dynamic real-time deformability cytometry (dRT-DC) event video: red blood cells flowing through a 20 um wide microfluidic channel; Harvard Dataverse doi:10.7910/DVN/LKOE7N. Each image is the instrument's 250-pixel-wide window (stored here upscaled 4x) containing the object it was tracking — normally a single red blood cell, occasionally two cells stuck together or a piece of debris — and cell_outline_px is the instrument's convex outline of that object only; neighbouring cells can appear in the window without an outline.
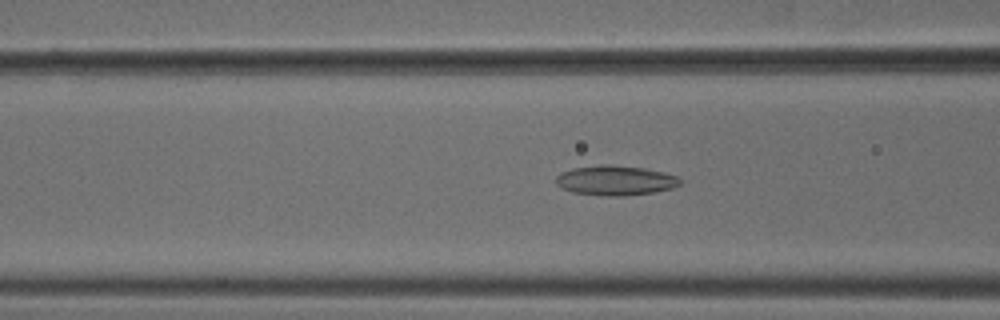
{"species": "common noctule bat (a hibernating species)", "species_latin": "Nyctalus noctula", "temperature_condition": "cold", "stored_images_in_passage": 43, "camera_frame_rate_fps": 3000, "um_per_image_px": 0.085, "animal": {"sex": "male", "body_mass_g": 18.8}, "frame": {"image": 1, "passage_image": 20, "time_ms": 6.333, "image_size_px": [1000, 320], "cell_outline_px": [[680, 184], [672, 188], [652, 192], [624, 196], [604, 196], [572, 192], [560, 188], [556, 184], [556, 176], [560, 172], [572, 168], [600, 164], [612, 164], [644, 168], [664, 172], [676, 176], [680, 180]], "centroid_in_image_um": [52.25, 15.33], "position_along_channel_um": 114.3, "area_um2": 21.73}}
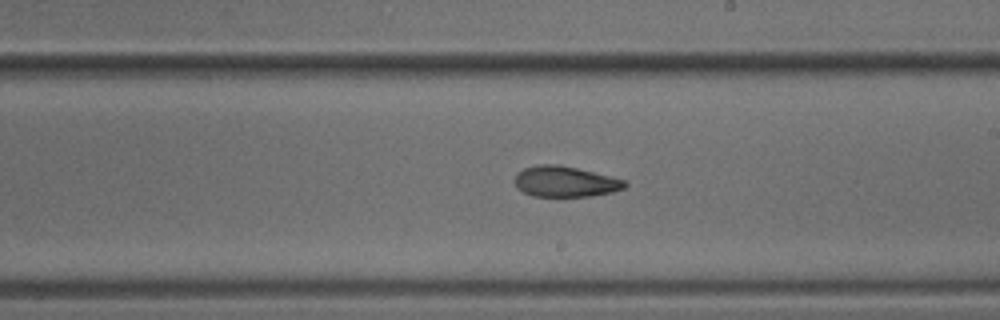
{"frame": {"image": 2, "passage_image": 30, "time_ms": 9.667, "image_size_px": [1000, 320], "cell_outline_px": [[628, 184], [624, 188], [612, 192], [592, 196], [532, 196], [516, 188], [512, 180], [524, 168], [540, 164], [556, 164], [576, 168], [624, 180]], "centroid_in_image_um": [48.0, 15.44], "position_along_channel_um": 241.0, "area_um2": 19.54}}
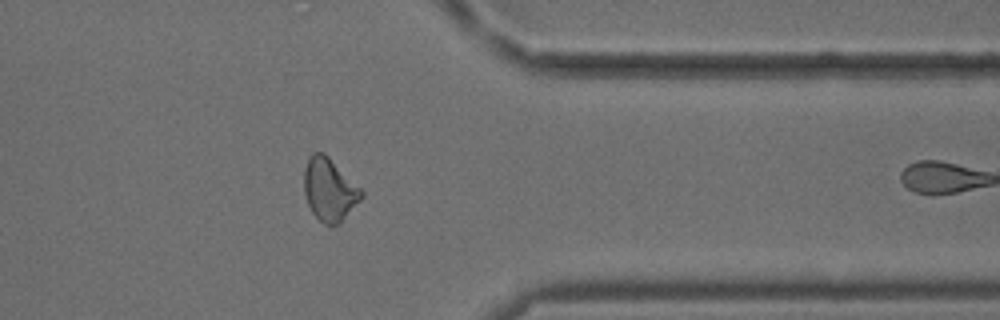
{"frame": {"image": 3, "passage_image": 42, "time_ms": 13.667, "image_size_px": [1000, 320], "cell_outline_px": [[364, 196], [340, 224], [324, 224], [312, 212], [308, 204], [304, 192], [304, 168], [308, 156], [312, 152], [324, 152], [364, 192]], "centroid_in_image_um": [27.99, 16.1], "position_along_channel_um": 383.4, "area_um2": 20.92}}